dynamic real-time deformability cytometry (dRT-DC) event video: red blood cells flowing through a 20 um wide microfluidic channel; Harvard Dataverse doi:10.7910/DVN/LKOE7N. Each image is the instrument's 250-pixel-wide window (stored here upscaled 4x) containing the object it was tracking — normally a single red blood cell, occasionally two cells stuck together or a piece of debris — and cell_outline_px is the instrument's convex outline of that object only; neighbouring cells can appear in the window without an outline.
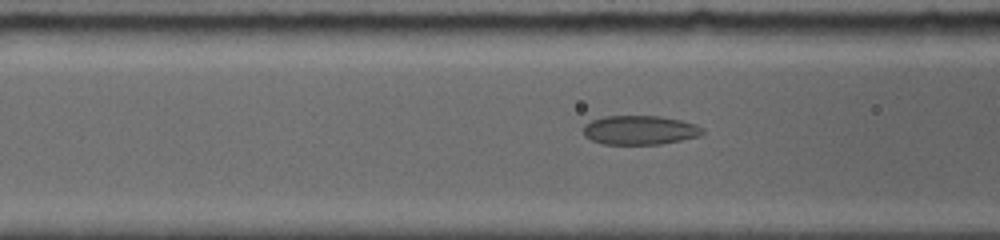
{"species": "common noctule bat (a hibernating species)", "species_latin": "Nyctalus noctula", "temperature_condition": "room temperature", "stored_images_in_passage": 13, "camera_frame_rate_fps": 5000, "um_per_image_px": 0.085, "animal": {"sex": "female", "body_mass_g": 19.0, "forearm_length_mm": 56.7}, "frame": {"image": 1, "passage_image": 4, "time_ms": 1.4, "image_size_px": [1000, 240], "cell_outline_px": [[704, 132], [700, 136], [660, 144], [604, 144], [592, 140], [584, 136], [584, 124], [592, 120], [604, 116], [660, 116], [680, 120], [696, 124], [704, 128]], "centroid_in_image_um": [54.39, 11.05], "position_along_channel_um": 112.2, "area_um2": 20.23}}
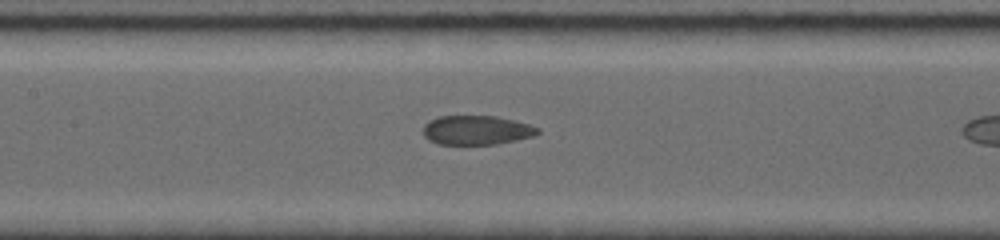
{"frame": {"image": 2, "passage_image": 8, "time_ms": 2.8, "image_size_px": [1000, 240], "cell_outline_px": [[540, 132], [536, 136], [496, 144], [440, 144], [428, 140], [424, 136], [424, 124], [428, 120], [440, 116], [496, 116], [528, 124], [540, 128]], "centroid_in_image_um": [40.52, 11.06], "position_along_channel_um": 166.9, "area_um2": 19.54}}
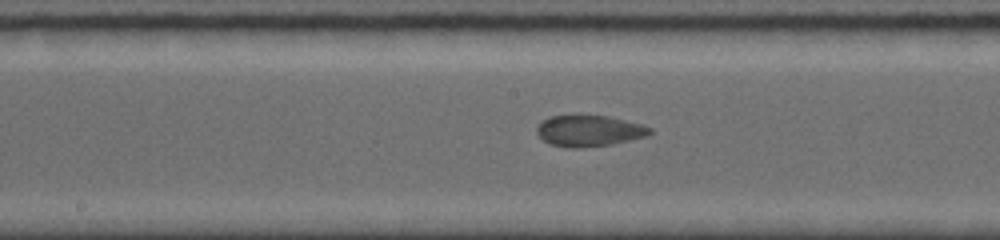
{"frame": {"image": 3, "passage_image": 11, "time_ms": 3.6, "image_size_px": [1000, 240], "cell_outline_px": [[652, 132], [648, 136], [612, 144], [580, 148], [568, 148], [552, 144], [544, 140], [536, 132], [536, 128], [548, 116], [608, 116], [640, 124], [652, 128]], "centroid_in_image_um": [50.09, 11.13], "position_along_channel_um": 198.1, "area_um2": 20.29}}